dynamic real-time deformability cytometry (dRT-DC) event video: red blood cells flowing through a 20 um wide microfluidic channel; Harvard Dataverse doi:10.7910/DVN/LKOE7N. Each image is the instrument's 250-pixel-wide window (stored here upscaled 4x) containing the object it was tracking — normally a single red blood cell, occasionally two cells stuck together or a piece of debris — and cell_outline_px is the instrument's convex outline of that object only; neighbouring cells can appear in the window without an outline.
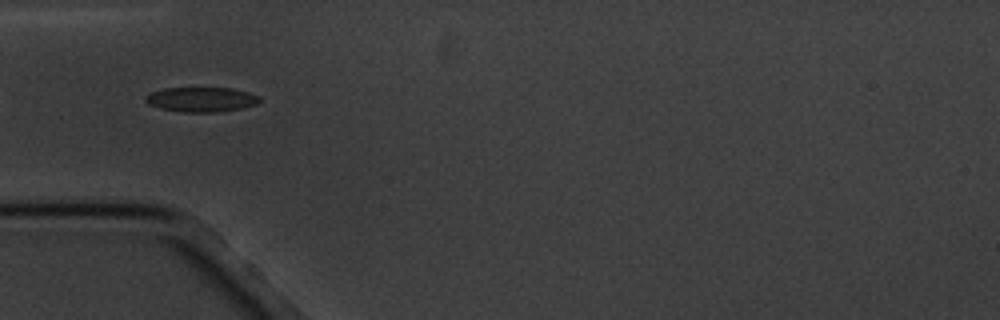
{"species": "common noctule bat (a hibernating species)", "species_latin": "Nyctalus noctula", "temperature_condition": "cold", "stored_images_in_passage": 3, "camera_frame_rate_fps": 3000, "um_per_image_px": 0.085, "animal": {"sex": "male", "body_mass_g": 20.1, "forearm_length_mm": 53.5}, "frame": {"image": 1, "passage_image": 1, "time_ms": 0.0, "image_size_px": [1000, 320], "cell_outline_px": [[260, 100], [256, 104], [240, 108], [216, 112], [184, 112], [160, 108], [148, 104], [144, 100], [144, 96], [152, 92], [164, 88], [232, 88], [248, 92], [260, 96]], "centroid_in_image_um": [17.09, 8.45], "position_along_channel_um": 67.9, "area_um2": 16.36}}
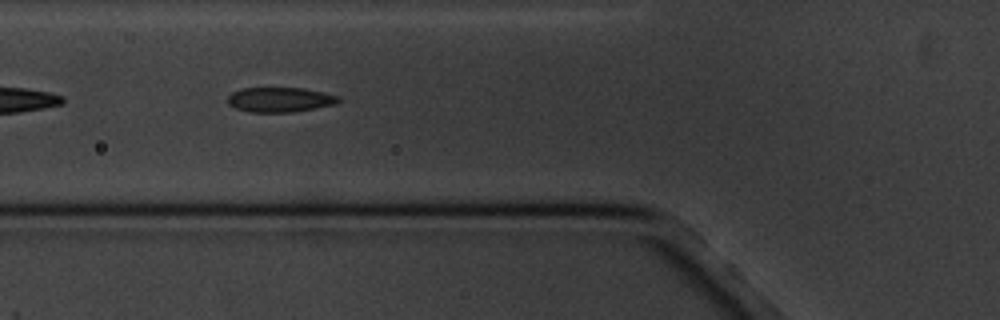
{"frame": {"image": 2, "passage_image": 2, "time_ms": 1.0, "image_size_px": [1000, 320], "cell_outline_px": [[340, 100], [336, 104], [316, 108], [292, 112], [248, 112], [236, 108], [228, 104], [228, 96], [232, 92], [240, 88], [304, 88], [324, 92], [340, 96]], "centroid_in_image_um": [23.8, 8.47], "position_along_channel_um": 102.0, "area_um2": 16.13}}